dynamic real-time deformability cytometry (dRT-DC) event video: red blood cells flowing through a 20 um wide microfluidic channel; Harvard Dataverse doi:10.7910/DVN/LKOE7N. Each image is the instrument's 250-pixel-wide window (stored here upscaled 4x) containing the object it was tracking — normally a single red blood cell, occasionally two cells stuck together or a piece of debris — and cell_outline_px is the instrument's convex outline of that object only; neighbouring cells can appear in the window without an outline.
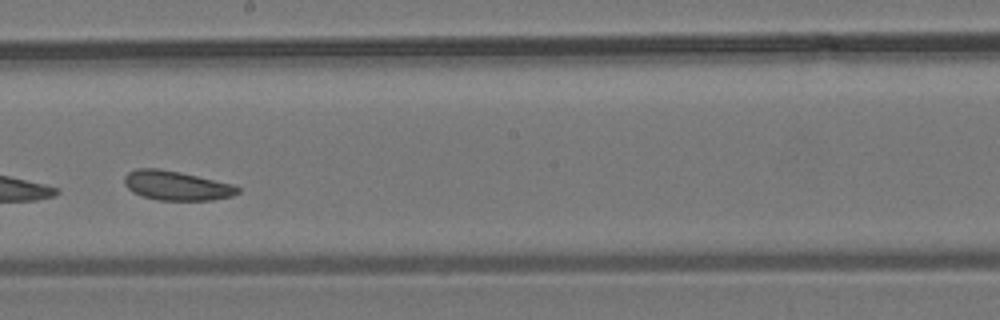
{"species": "common noctule bat (a hibernating species)", "species_latin": "Nyctalus noctula", "temperature_condition": "room temperature", "stored_images_in_passage": 7, "camera_frame_rate_fps": 3000, "um_per_image_px": 0.085, "animal": {"sex": "male", "body_mass_g": 19.2, "forearm_length_mm": 51.8}, "frame": {"image": 1, "passage_image": 7, "time_ms": 7.0, "image_size_px": [1000, 320], "cell_outline_px": [[240, 192], [232, 196], [212, 200], [156, 200], [132, 192], [124, 184], [124, 176], [128, 172], [136, 168], [160, 168], [180, 172], [232, 184], [240, 188]], "centroid_in_image_um": [14.98, 15.77], "position_along_channel_um": 233.2, "area_um2": 19.42}}